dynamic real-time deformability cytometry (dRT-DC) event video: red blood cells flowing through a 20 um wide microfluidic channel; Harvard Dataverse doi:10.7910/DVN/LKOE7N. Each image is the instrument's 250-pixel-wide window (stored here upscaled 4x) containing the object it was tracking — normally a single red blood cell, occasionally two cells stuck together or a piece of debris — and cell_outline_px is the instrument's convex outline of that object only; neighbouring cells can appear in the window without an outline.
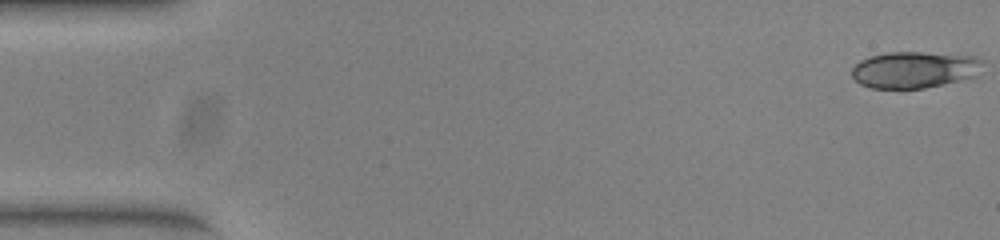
{"species": "common noctule bat (a hibernating species)", "species_latin": "Nyctalus noctula", "temperature_condition": "warm", "stored_images_in_passage": 51, "segment_of_instrument_passage": [1, 2], "camera_frame_rate_fps": 3000, "um_per_image_px": 0.085, "animal": {"sex": "female", "body_mass_g": 23.0, "forearm_length_mm": 53.4}, "frame": {"image": 1, "passage_image": 1, "time_ms": 0.0, "image_size_px": [1000, 240], "cell_outline_px": [[984, 60], [976, 76], [960, 80], [924, 88], [900, 92], [872, 88], [860, 84], [852, 76], [852, 68], [860, 60], [872, 56], [888, 52], [920, 52], [980, 56]], "centroid_in_image_um": [77.72, 5.96], "position_along_channel_um": 7.3, "area_um2": 28.61}}
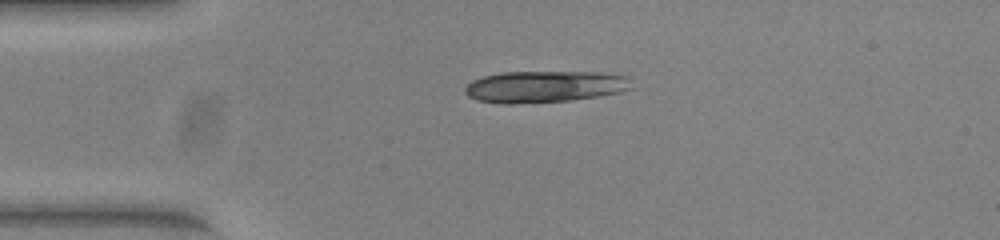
{"frame": {"image": 2, "passage_image": 12, "time_ms": 3.667, "image_size_px": [1000, 240], "cell_outline_px": [[632, 88], [620, 92], [600, 96], [572, 100], [512, 104], [500, 104], [476, 100], [468, 96], [464, 92], [464, 88], [472, 80], [484, 76], [504, 72], [600, 72], [632, 76]], "centroid_in_image_um": [46.34, 7.36], "position_along_channel_um": 38.7, "area_um2": 31.15}}